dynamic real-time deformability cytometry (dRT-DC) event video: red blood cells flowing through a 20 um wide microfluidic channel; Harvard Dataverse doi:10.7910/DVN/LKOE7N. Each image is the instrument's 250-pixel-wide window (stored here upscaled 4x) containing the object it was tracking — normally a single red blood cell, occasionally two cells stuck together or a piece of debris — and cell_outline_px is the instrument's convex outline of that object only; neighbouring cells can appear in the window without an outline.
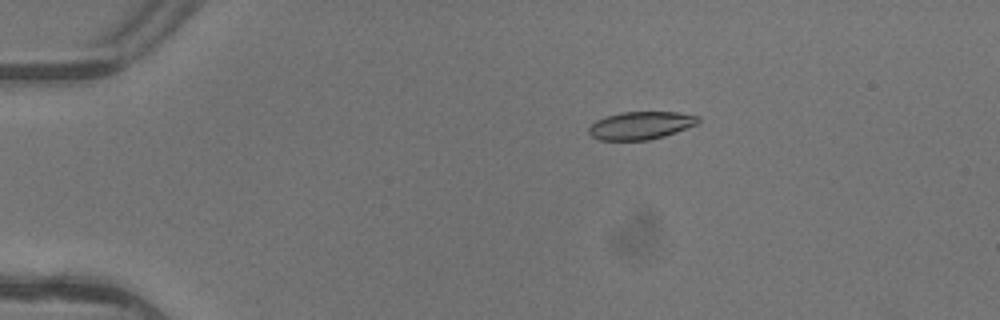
{"species": "common noctule bat (a hibernating species)", "species_latin": "Nyctalus noctula", "temperature_condition": "warm", "stored_images_in_passage": 3, "camera_frame_rate_fps": 3000, "um_per_image_px": 0.085, "animal": {"sex": "female"}, "frame": {"image": 1, "passage_image": 2, "time_ms": 0.333, "image_size_px": [1000, 320], "cell_outline_px": [[700, 120], [696, 124], [676, 132], [664, 136], [648, 140], [600, 140], [592, 136], [588, 132], [588, 128], [596, 120], [604, 116], [620, 112], [676, 112], [700, 116]], "centroid_in_image_um": [54.44, 10.65], "position_along_channel_um": 30.6, "area_um2": 17.74}}